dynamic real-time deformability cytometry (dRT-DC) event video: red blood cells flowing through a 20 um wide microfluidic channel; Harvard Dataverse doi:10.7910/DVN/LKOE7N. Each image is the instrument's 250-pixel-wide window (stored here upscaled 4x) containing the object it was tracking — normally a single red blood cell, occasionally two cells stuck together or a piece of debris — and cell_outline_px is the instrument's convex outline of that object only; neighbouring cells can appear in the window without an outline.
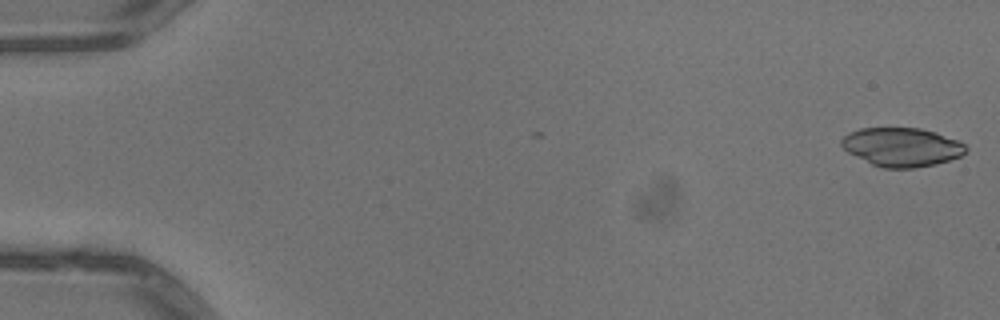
{"species": "common noctule bat (a hibernating species)", "species_latin": "Nyctalus noctula", "temperature_condition": "warm", "stored_images_in_passage": 3, "camera_frame_rate_fps": 3000, "um_per_image_px": 0.085, "animal": {"sex": "male", "body_mass_g": 13.3}, "frame": {"image": 1, "passage_image": 1, "time_ms": 0.0, "image_size_px": [1000, 320], "cell_outline_px": [[968, 148], [960, 156], [936, 164], [912, 168], [884, 168], [872, 164], [848, 152], [840, 144], [840, 140], [848, 132], [860, 128], [920, 128], [936, 132], [956, 140], [964, 144]], "centroid_in_image_um": [76.63, 12.49], "position_along_channel_um": 8.4, "area_um2": 27.92}}